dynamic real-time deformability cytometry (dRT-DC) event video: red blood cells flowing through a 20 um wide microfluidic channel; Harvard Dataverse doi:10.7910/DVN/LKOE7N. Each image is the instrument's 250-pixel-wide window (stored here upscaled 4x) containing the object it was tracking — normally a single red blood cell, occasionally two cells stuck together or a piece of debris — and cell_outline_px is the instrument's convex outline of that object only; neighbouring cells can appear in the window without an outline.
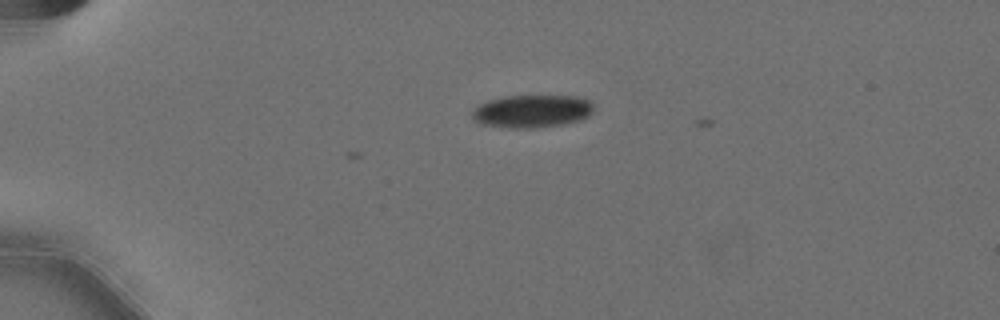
{"species": "Egyptian fruit bat (a non-hibernating species)", "species_latin": "Rousettus aegyptiacus", "temperature_condition": "cold", "stored_images_in_passage": 8, "camera_frame_rate_fps": 3000, "um_per_image_px": 0.085, "animal": {"sex": "female"}, "frame": {"image": 1, "passage_image": 5, "time_ms": 1.333, "image_size_px": [1000, 320], "cell_outline_px": [[592, 108], [588, 116], [580, 120], [564, 124], [536, 128], [508, 128], [480, 124], [472, 120], [472, 108], [488, 100], [504, 96], [576, 96], [588, 100], [592, 104]], "centroid_in_image_um": [45.15, 9.46], "position_along_channel_um": 39.8, "area_um2": 23.35}}